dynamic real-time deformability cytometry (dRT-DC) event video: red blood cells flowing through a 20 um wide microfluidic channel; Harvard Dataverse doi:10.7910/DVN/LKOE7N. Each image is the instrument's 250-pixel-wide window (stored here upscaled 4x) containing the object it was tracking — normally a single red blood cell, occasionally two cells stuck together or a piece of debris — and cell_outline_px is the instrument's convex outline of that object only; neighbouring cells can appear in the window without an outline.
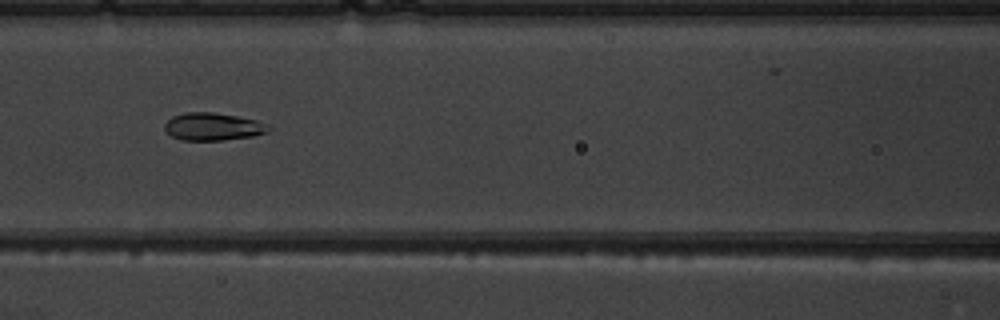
{"species": "common noctule bat (a hibernating species)", "species_latin": "Nyctalus noctula", "temperature_condition": "warm", "stored_images_in_passage": 5, "camera_frame_rate_fps": 3000, "um_per_image_px": 0.085, "animal": {"sex": "male", "body_mass_g": 19.5, "forearm_length_mm": 54.6}, "frame": {"image": 1, "passage_image": 3, "time_ms": 2.333, "image_size_px": [1000, 320], "cell_outline_px": [[268, 132], [252, 136], [224, 140], [180, 140], [172, 136], [164, 128], [164, 124], [172, 116], [184, 112], [212, 112], [236, 116], [256, 120], [268, 128]], "centroid_in_image_um": [18.03, 10.76], "position_along_channel_um": 148.6, "area_um2": 16.47}}
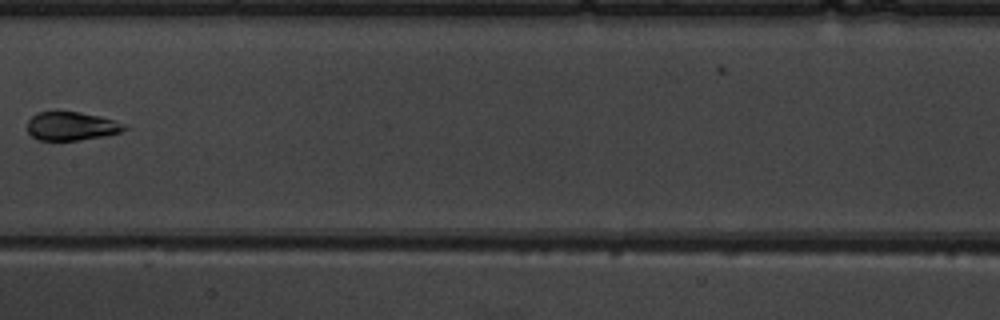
{"frame": {"image": 2, "passage_image": 4, "time_ms": 3.667, "image_size_px": [1000, 320], "cell_outline_px": [[128, 128], [120, 132], [104, 136], [76, 140], [36, 140], [28, 132], [28, 120], [36, 112], [80, 112], [100, 116], [116, 120], [124, 124]], "centroid_in_image_um": [6.07, 10.72], "position_along_channel_um": 201.3, "area_um2": 16.13}}
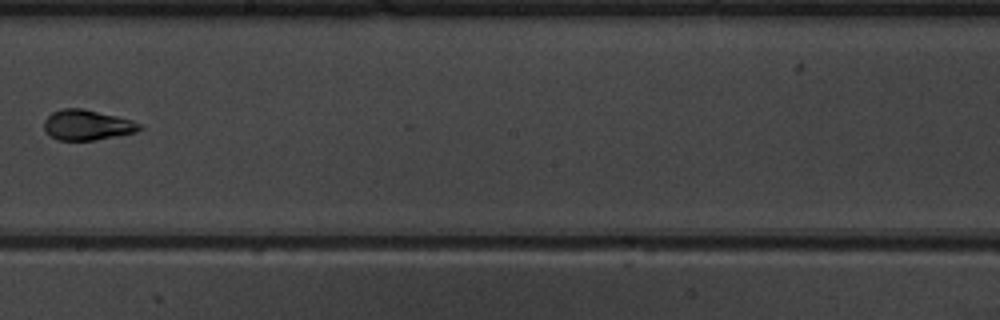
{"frame": {"image": 3, "passage_image": 5, "time_ms": 4.667, "image_size_px": [1000, 320], "cell_outline_px": [[144, 128], [136, 132], [92, 140], [56, 140], [48, 136], [44, 128], [44, 120], [52, 112], [60, 108], [80, 108], [116, 116], [132, 120], [140, 124]], "centroid_in_image_um": [7.36, 10.62], "position_along_channel_um": 240.8, "area_um2": 16.82}}